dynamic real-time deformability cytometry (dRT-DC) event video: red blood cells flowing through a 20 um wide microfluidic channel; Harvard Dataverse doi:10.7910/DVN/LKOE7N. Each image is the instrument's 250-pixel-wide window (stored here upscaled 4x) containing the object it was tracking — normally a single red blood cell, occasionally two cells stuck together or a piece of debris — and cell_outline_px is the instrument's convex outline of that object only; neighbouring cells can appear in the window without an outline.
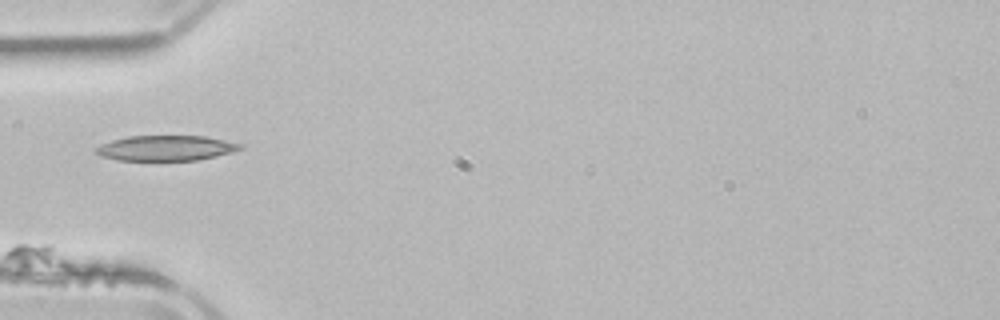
{"species": "common noctule bat (a hibernating species)", "species_latin": "Nyctalus noctula", "temperature_condition": "room temperature", "stored_images_in_passage": 6, "camera_frame_rate_fps": 3000, "um_per_image_px": 0.085, "animal": {"sex": "male", "body_mass_g": 21.5, "forearm_length_mm": 52.0}, "frame": {"image": 1, "passage_image": 2, "time_ms": 1.333, "image_size_px": [1000, 320], "cell_outline_px": [[244, 148], [232, 152], [216, 156], [196, 160], [116, 160], [100, 156], [96, 152], [96, 148], [100, 144], [112, 140], [128, 136], [204, 136], [244, 144]], "centroid_in_image_um": [14.11, 12.58], "position_along_channel_um": 70.9, "area_um2": 21.21}}